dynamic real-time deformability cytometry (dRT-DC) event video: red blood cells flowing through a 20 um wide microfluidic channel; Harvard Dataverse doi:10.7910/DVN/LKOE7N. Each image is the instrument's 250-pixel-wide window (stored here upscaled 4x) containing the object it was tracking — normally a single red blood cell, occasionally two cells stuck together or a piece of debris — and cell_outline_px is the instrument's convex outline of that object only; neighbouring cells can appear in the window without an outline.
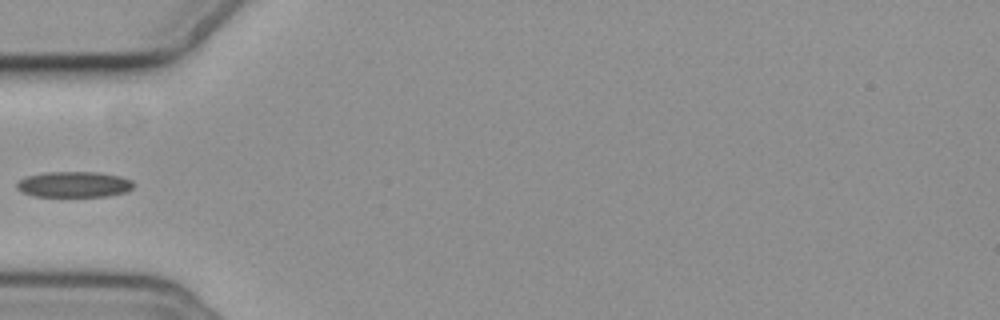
{"species": "common noctule bat (a hibernating species)", "species_latin": "Nyctalus noctula", "temperature_condition": "cold", "stored_images_in_passage": 4, "camera_frame_rate_fps": 3000, "um_per_image_px": 0.085, "animal": {"sex": "female", "body_mass_g": 19.3, "forearm_length_mm": 54.1}, "frame": {"image": 1, "passage_image": 4, "time_ms": 3.667, "image_size_px": [1000, 320], "cell_outline_px": [[136, 184], [128, 192], [108, 196], [32, 196], [20, 192], [16, 188], [16, 184], [24, 176], [48, 172], [100, 172], [120, 176], [132, 180]], "centroid_in_image_um": [6.3, 15.67], "position_along_channel_um": 78.7, "area_um2": 17.8}}